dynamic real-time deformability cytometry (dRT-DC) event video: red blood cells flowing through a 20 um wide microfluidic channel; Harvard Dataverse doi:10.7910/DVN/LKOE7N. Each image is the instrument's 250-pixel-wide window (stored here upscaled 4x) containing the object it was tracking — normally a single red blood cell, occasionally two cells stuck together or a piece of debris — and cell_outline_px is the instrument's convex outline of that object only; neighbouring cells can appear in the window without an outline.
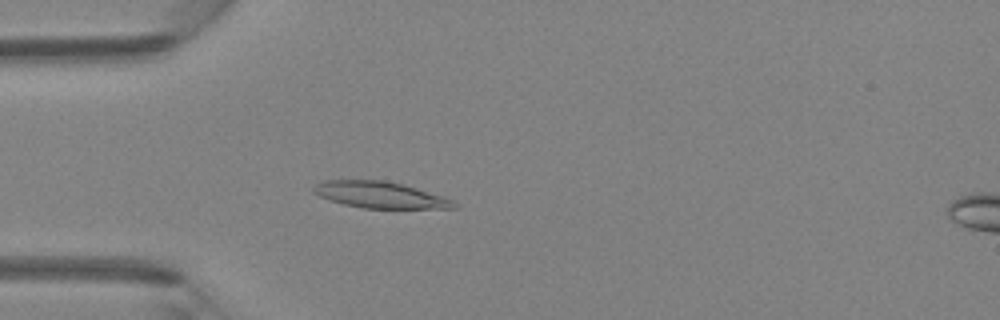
{"species": "Egyptian fruit bat (a non-hibernating species)", "species_latin": "Rousettus aegyptiacus", "temperature_condition": "room temperature", "stored_images_in_passage": 46, "camera_frame_rate_fps": 3000, "um_per_image_px": 0.085, "animal": {"sex": "female"}, "frame": {"image": 1, "passage_image": 13, "time_ms": 4.0, "image_size_px": [1000, 320], "cell_outline_px": [[456, 208], [364, 208], [344, 204], [320, 196], [312, 192], [312, 188], [316, 184], [324, 180], [384, 180], [404, 184], [452, 200], [456, 204]], "centroid_in_image_um": [32.26, 16.55], "position_along_channel_um": 52.7, "area_um2": 21.27}}
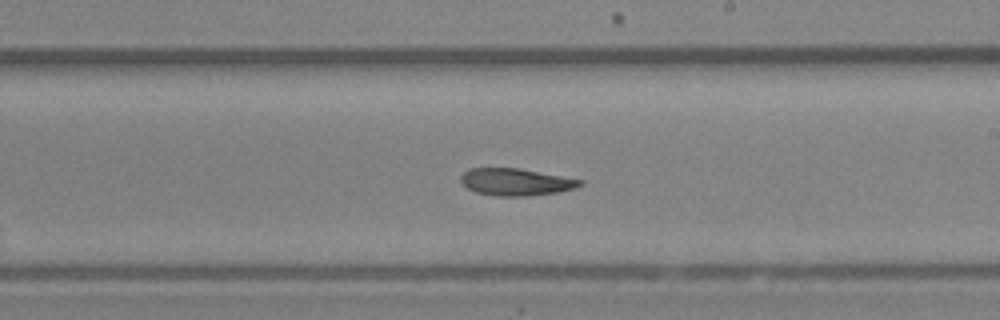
{"frame": {"image": 2, "passage_image": 27, "time_ms": 8.667, "image_size_px": [1000, 320], "cell_outline_px": [[584, 184], [576, 188], [560, 192], [528, 196], [496, 196], [476, 192], [468, 188], [460, 180], [460, 176], [468, 168], [520, 168], [584, 180]], "centroid_in_image_um": [43.88, 15.47], "position_along_channel_um": 245.1, "area_um2": 19.02}}
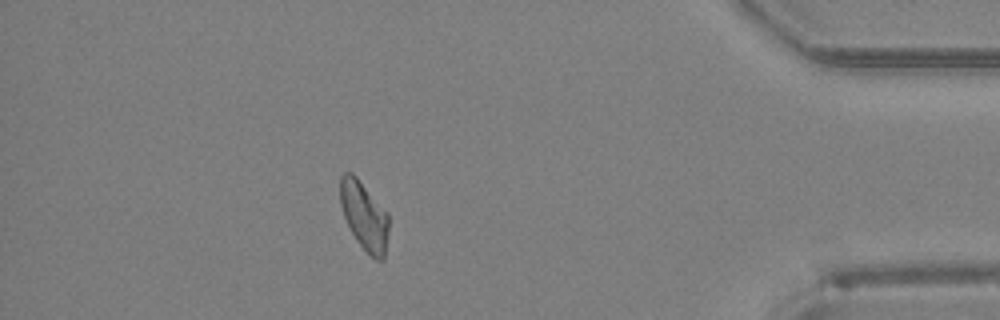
{"frame": {"image": 3, "passage_image": 41, "time_ms": 13.333, "image_size_px": [1000, 320], "cell_outline_px": [[388, 232], [384, 260], [376, 260], [356, 240], [344, 216], [340, 204], [340, 176], [344, 172], [352, 172], [356, 176], [388, 212]], "centroid_in_image_um": [30.96, 18.31], "position_along_channel_um": 404.2, "area_um2": 19.25}, "authors_computed_cell_mechanics": {"area_um2": 20.0566, "velocity_mm_per_s": 4.3225, "shape_relaxation_time_tau1_ms": 10.8354, "shape_relaxation_time_tau2_ms": null, "deformation_change_tau1": 0.2339, "deformation_change_tau2": null}}